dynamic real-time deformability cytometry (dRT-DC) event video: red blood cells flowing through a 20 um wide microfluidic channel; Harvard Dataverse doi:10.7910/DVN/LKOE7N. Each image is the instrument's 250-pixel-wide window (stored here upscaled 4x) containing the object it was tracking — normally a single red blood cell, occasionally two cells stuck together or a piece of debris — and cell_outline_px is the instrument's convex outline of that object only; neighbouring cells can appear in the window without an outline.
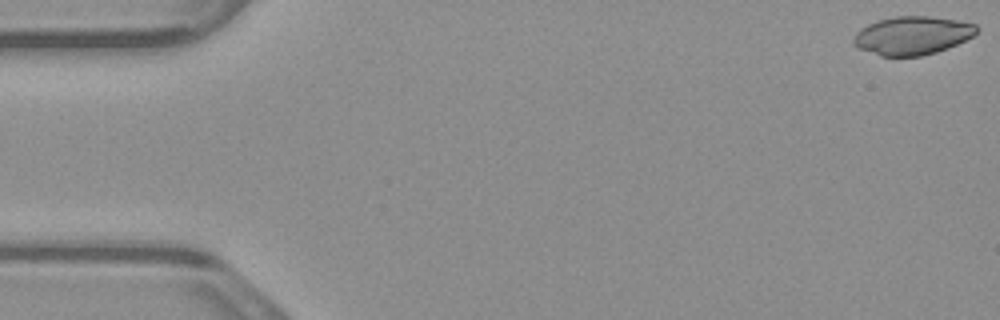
{"species": "common noctule bat (a hibernating species)", "species_latin": "Nyctalus noctula", "temperature_condition": "warm", "stored_images_in_passage": 53, "camera_frame_rate_fps": 3000, "um_per_image_px": 0.085, "animal": {"sex": "male", "body_mass_g": 23.1, "forearm_length_mm": 52.7}, "frame": {"image": 1, "passage_image": 1, "time_ms": 0.0, "image_size_px": [1000, 320], "cell_outline_px": [[980, 28], [972, 36], [948, 48], [936, 52], [920, 56], [880, 56], [860, 48], [852, 40], [856, 32], [860, 28], [868, 24], [880, 20], [896, 16], [928, 16], [956, 20], [976, 24]], "centroid_in_image_um": [77.56, 3.01], "position_along_channel_um": 7.4, "area_um2": 27.28}}
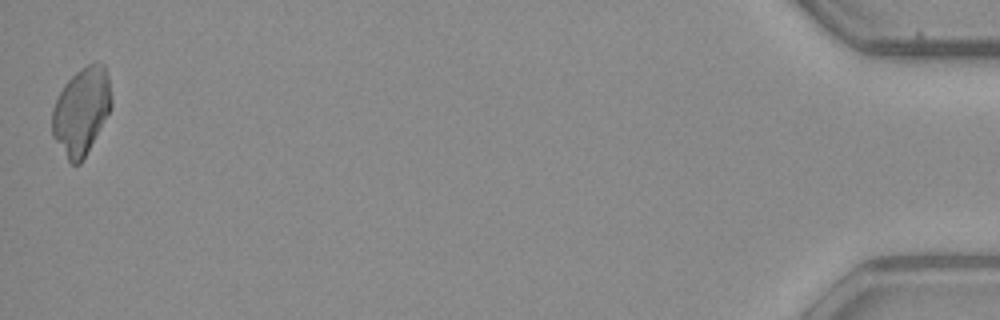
{"frame": {"image": 2, "passage_image": 53, "time_ms": 17.333, "image_size_px": [1000, 320], "cell_outline_px": [[112, 108], [80, 164], [72, 164], [68, 160], [52, 136], [52, 108], [64, 84], [80, 68], [92, 60], [96, 60], [104, 64], [108, 76], [112, 100]], "centroid_in_image_um": [6.93, 9.39], "position_along_channel_um": 428.3, "area_um2": 30.17}}